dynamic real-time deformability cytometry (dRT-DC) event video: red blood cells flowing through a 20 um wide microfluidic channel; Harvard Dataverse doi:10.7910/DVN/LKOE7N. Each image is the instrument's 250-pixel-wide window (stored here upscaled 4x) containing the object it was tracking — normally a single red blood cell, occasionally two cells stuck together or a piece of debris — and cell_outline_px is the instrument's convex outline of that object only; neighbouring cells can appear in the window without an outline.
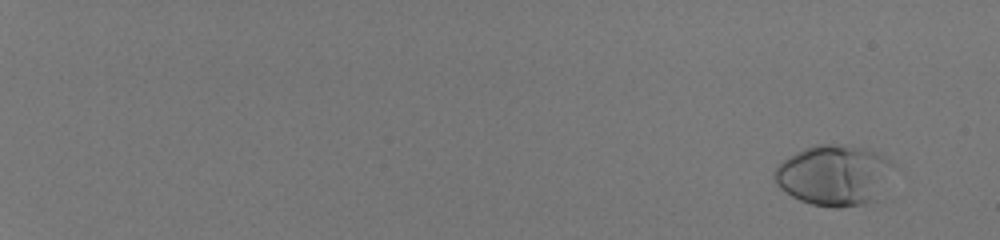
{"species": "human", "species_latin": "Homo sapiens", "temperature_condition": "room temperature", "stored_images_in_passage": 57, "camera_frame_rate_fps": 3000, "um_per_image_px": 0.085, "donor": {"sex": "male"}, "frame": {"image": 1, "passage_image": 5, "time_ms": 1.333, "image_size_px": [1000, 240], "cell_outline_px": [[900, 168], [876, 200], [864, 204], [840, 208], [836, 208], [812, 204], [800, 200], [792, 196], [780, 188], [776, 184], [772, 176], [776, 168], [788, 156], [804, 148], [816, 144], [848, 144], [864, 148], [876, 152], [892, 160]], "centroid_in_image_um": [71.0, 14.88], "position_along_channel_um": 14.0, "area_um2": 43.12}}
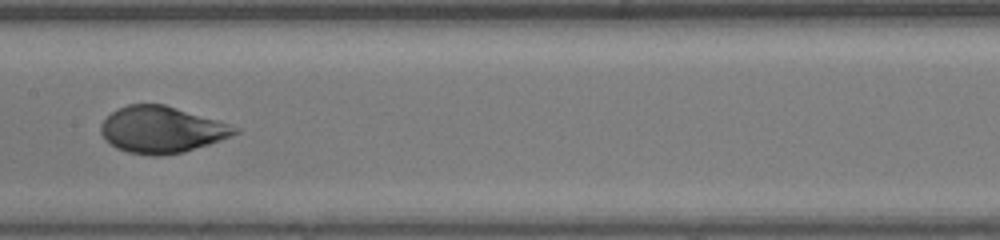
{"frame": {"image": 2, "passage_image": 36, "time_ms": 11.667, "image_size_px": [1000, 240], "cell_outline_px": [[240, 132], [232, 136], [184, 152], [160, 156], [152, 156], [128, 152], [116, 148], [100, 132], [100, 124], [112, 112], [128, 104], [164, 104], [216, 120], [240, 128]], "centroid_in_image_um": [13.74, 11.03], "position_along_channel_um": 193.7, "area_um2": 35.95}}
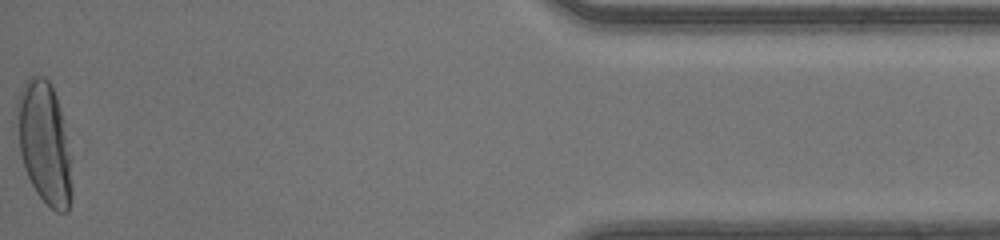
{"frame": {"image": 3, "passage_image": 57, "time_ms": 18.667, "image_size_px": [1000, 240], "cell_outline_px": [[72, 200], [68, 212], [56, 212], [36, 192], [24, 168], [20, 156], [16, 108], [16, 104], [20, 88], [32, 76], [44, 76], [52, 84], [64, 120], [72, 156]], "centroid_in_image_um": [3.81, 12.16], "position_along_channel_um": 431.4, "area_um2": 39.71}, "authors_computed_cell_mechanics": {"area_um2": 36.4718, "velocity_mm_per_s": 4.1835, "shape_relaxation_time_tau1_ms": 4.7048, "shape_relaxation_time_tau2_ms": null, "deformation_change_tau1": 0.2173, "deformation_change_tau2": null}}